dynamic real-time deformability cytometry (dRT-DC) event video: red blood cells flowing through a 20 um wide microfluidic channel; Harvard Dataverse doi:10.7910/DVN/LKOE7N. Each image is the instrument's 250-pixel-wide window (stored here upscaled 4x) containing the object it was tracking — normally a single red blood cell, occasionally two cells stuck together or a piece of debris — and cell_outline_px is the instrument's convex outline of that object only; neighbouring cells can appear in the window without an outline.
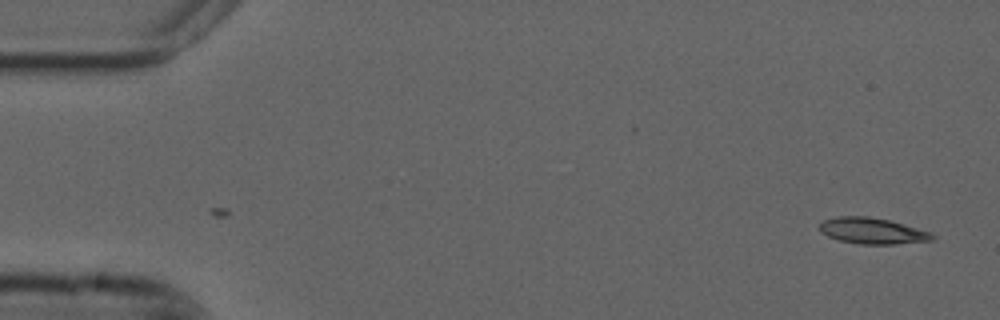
{"species": "common noctule bat (a hibernating species)", "species_latin": "Nyctalus noctula", "temperature_condition": "cold", "stored_images_in_passage": 53, "camera_frame_rate_fps": 3000, "um_per_image_px": 0.085, "animal": {"sex": "male", "forearm_length_mm": 52.5}, "frame": {"image": 1, "passage_image": 1, "time_ms": 0.0, "image_size_px": [1000, 320], "cell_outline_px": [[936, 236], [932, 240], [896, 244], [860, 244], [840, 240], [828, 236], [820, 232], [820, 224], [824, 220], [836, 216], [868, 216], [888, 220], [904, 224], [932, 232]], "centroid_in_image_um": [74.16, 19.62], "position_along_channel_um": 10.8, "area_um2": 17.11}}
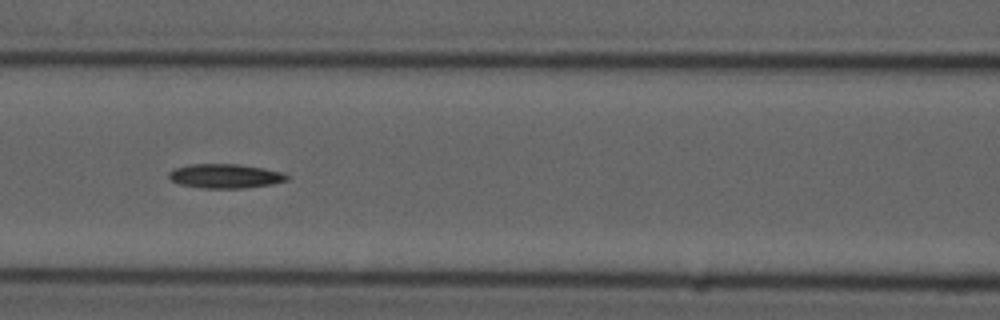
{"frame": {"image": 2, "passage_image": 22, "time_ms": 7.0, "image_size_px": [1000, 320], "cell_outline_px": [[288, 180], [272, 184], [244, 188], [200, 188], [180, 184], [172, 180], [168, 176], [168, 172], [176, 168], [188, 164], [240, 164], [264, 168], [284, 172], [288, 176]], "centroid_in_image_um": [19.16, 14.96], "position_along_channel_um": 147.4, "area_um2": 16.76}}
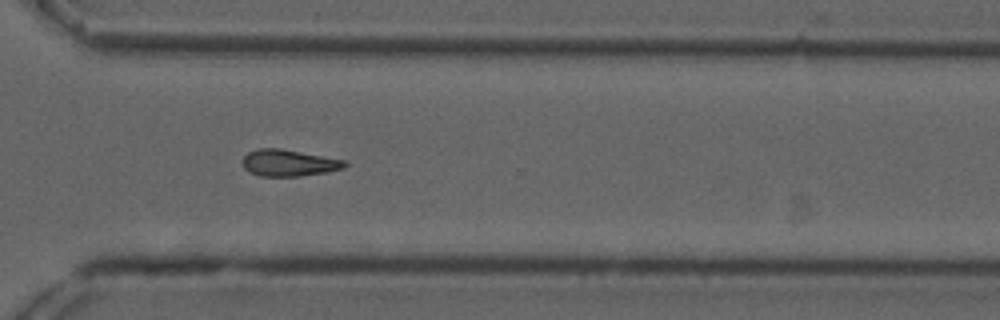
{"frame": {"image": 3, "passage_image": 38, "time_ms": 12.333, "image_size_px": [1000, 320], "cell_outline_px": [[348, 164], [344, 168], [328, 172], [300, 176], [260, 176], [248, 172], [244, 168], [244, 156], [248, 152], [256, 148], [280, 148], [348, 160]], "centroid_in_image_um": [24.59, 13.84], "position_along_channel_um": 346.0, "area_um2": 16.07}}